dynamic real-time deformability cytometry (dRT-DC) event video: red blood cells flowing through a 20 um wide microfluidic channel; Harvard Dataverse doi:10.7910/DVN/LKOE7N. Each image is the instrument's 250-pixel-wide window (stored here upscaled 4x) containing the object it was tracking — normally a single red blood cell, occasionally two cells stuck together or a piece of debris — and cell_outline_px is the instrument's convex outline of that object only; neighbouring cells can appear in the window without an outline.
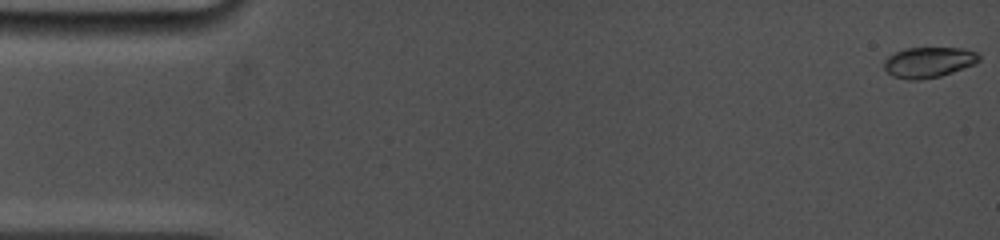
{"species": "common noctule bat (a hibernating species)", "species_latin": "Nyctalus noctula", "temperature_condition": "cold", "stored_images_in_passage": 82, "camera_frame_rate_fps": 5000, "um_per_image_px": 0.085, "animal": {"sex": "female", "body_mass_g": 19.0, "forearm_length_mm": 53.3}, "frame": {"image": 1, "passage_image": 1, "time_ms": 0.0, "image_size_px": [1000, 240], "cell_outline_px": [[980, 60], [976, 64], [940, 76], [920, 80], [908, 80], [892, 76], [884, 68], [884, 60], [888, 56], [896, 52], [908, 48], [960, 48], [976, 52], [980, 56]], "centroid_in_image_um": [78.93, 5.3], "position_along_channel_um": 6.1, "area_um2": 16.88}}
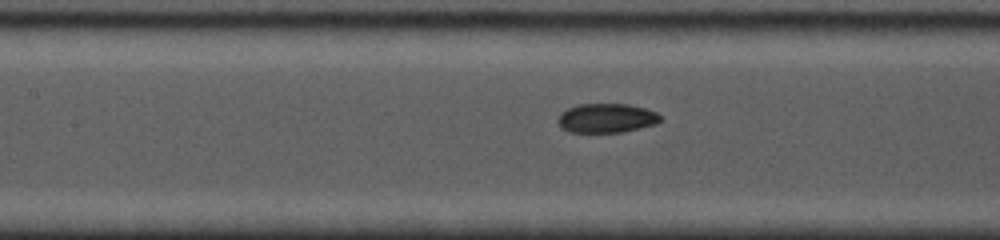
{"frame": {"image": 2, "passage_image": 38, "time_ms": 7.4, "image_size_px": [1000, 240], "cell_outline_px": [[664, 120], [656, 124], [624, 132], [568, 132], [560, 128], [556, 120], [560, 112], [576, 104], [628, 104], [644, 108], [656, 112]], "centroid_in_image_um": [51.52, 10.04], "position_along_channel_um": 155.9, "area_um2": 17.74}}
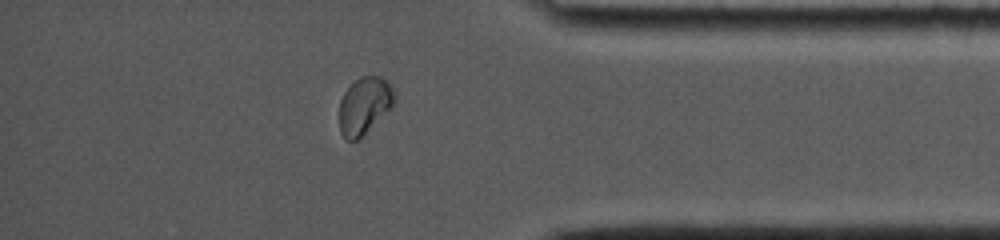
{"frame": {"image": 3, "passage_image": 71, "time_ms": 14.0, "image_size_px": [1000, 240], "cell_outline_px": [[396, 100], [360, 140], [348, 140], [340, 132], [340, 100], [344, 92], [360, 76], [380, 76], [392, 88], [396, 96]], "centroid_in_image_um": [30.96, 8.99], "position_along_channel_um": 404.2, "area_um2": 17.98}, "authors_computed_cell_mechanics": {"area_um2": 17.8024, "velocity_mm_per_s": 3.8899, "shape_relaxation_time_tau1_ms": 6.2167, "shape_relaxation_time_tau2_ms": null, "deformation_change_tau1": 0.1602, "deformation_change_tau2": null}}